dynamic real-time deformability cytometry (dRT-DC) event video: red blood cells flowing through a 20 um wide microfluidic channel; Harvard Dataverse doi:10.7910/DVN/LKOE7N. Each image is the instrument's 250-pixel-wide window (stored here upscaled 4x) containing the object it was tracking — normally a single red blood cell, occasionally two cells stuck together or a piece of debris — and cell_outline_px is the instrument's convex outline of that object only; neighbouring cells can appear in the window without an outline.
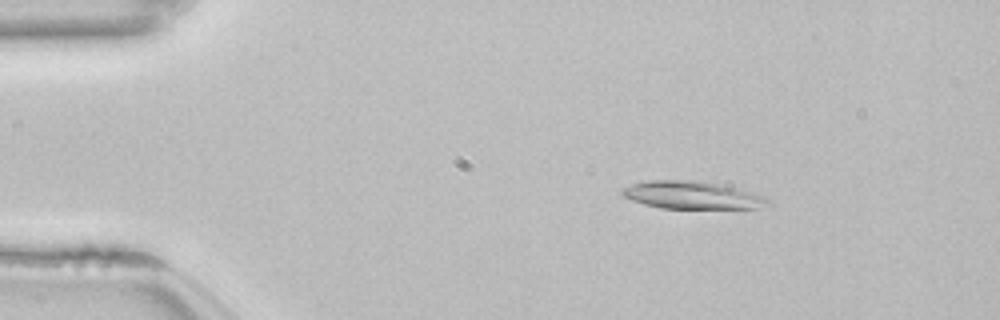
{"species": "common noctule bat (a hibernating species)", "species_latin": "Nyctalus noctula", "temperature_condition": "room temperature", "stored_images_in_passage": 53, "camera_frame_rate_fps": 3000, "um_per_image_px": 0.085, "animal": {"sex": "female", "body_mass_g": 22.7, "forearm_length_mm": 54.2}, "frame": {"image": 1, "passage_image": 8, "time_ms": 2.333, "image_size_px": [1000, 320], "cell_outline_px": [[772, 204], [756, 208], [660, 208], [644, 204], [632, 200], [624, 196], [620, 192], [620, 188], [632, 184], [648, 180], [692, 180], [716, 184], [764, 196]], "centroid_in_image_um": [58.75, 16.59], "position_along_channel_um": 26.3, "area_um2": 23.06}}
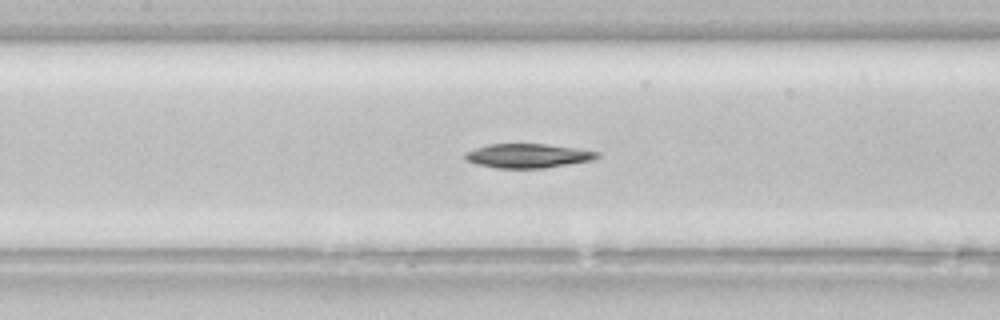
{"frame": {"image": 2, "passage_image": 24, "time_ms": 7.667, "image_size_px": [1000, 320], "cell_outline_px": [[600, 156], [592, 160], [544, 168], [496, 168], [476, 164], [464, 160], [464, 152], [488, 144], [544, 144], [580, 148], [600, 152]], "centroid_in_image_um": [44.86, 13.24], "position_along_channel_um": 162.5, "area_um2": 18.73}}
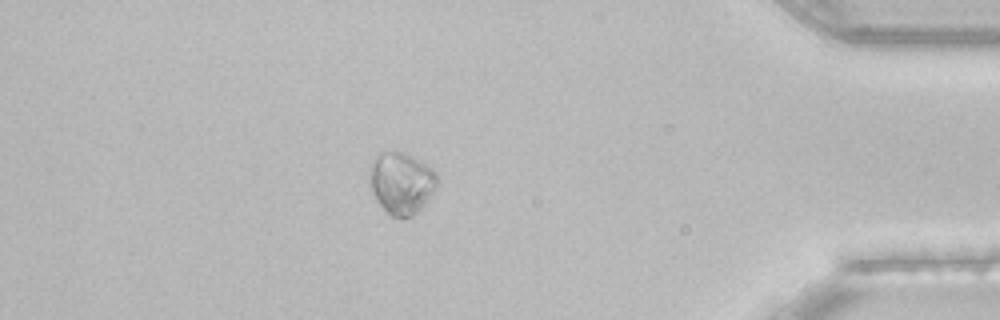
{"frame": {"image": 3, "passage_image": 46, "time_ms": 15.0, "image_size_px": [1000, 320], "cell_outline_px": [[436, 188], [424, 204], [412, 216], [404, 220], [392, 216], [376, 200], [372, 192], [368, 176], [372, 164], [376, 156], [380, 152], [404, 152], [412, 156], [432, 168], [436, 172]], "centroid_in_image_um": [34.1, 15.57], "position_along_channel_um": 401.1, "area_um2": 24.16}}